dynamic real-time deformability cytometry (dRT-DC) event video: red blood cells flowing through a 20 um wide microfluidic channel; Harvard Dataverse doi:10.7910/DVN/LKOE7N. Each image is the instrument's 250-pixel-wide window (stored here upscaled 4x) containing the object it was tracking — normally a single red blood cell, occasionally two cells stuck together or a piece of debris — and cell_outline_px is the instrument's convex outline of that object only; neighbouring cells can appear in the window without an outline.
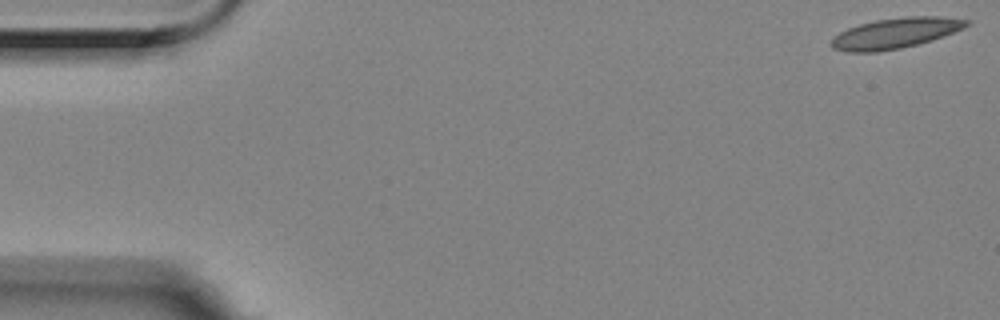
{"species": "Egyptian fruit bat (a non-hibernating species)", "species_latin": "Rousettus aegyptiacus", "temperature_condition": "room temperature", "stored_images_in_passage": 59, "camera_frame_rate_fps": 3000, "um_per_image_px": 0.085, "animal": {"sex": "female"}, "frame": {"image": 1, "passage_image": 1, "time_ms": 0.0, "image_size_px": [1000, 320], "cell_outline_px": [[972, 24], [964, 28], [944, 36], [932, 40], [900, 48], [880, 52], [848, 52], [832, 48], [828, 44], [832, 36], [848, 28], [860, 24], [876, 20], [908, 16], [940, 16], [972, 20]], "centroid_in_image_um": [76.11, 2.82], "position_along_channel_um": 8.9, "area_um2": 24.28}}
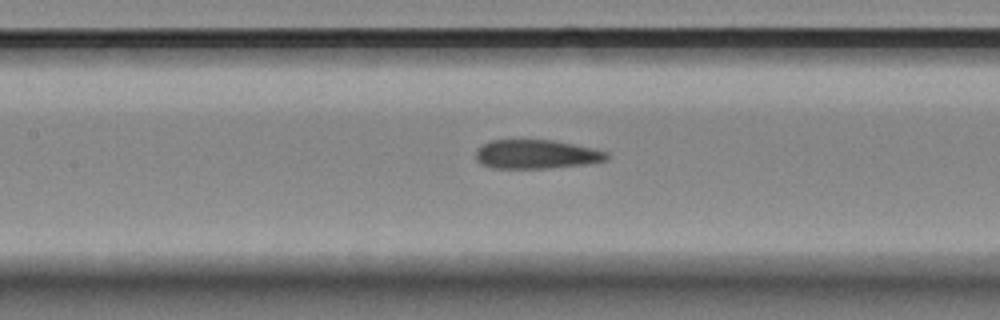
{"frame": {"image": 2, "passage_image": 24, "time_ms": 7.667, "image_size_px": [1000, 320], "cell_outline_px": [[608, 160], [584, 164], [548, 168], [492, 168], [480, 164], [476, 160], [476, 148], [480, 144], [492, 140], [552, 140], [592, 148], [608, 152]], "centroid_in_image_um": [45.53, 13.11], "position_along_channel_um": 161.9, "area_um2": 22.14}}
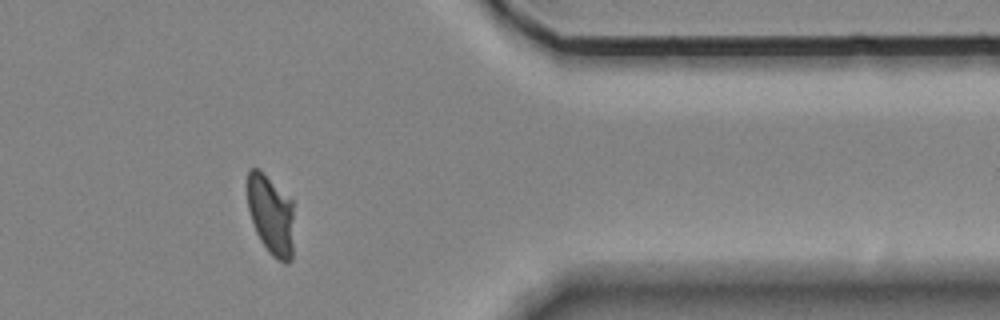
{"frame": {"image": 3, "passage_image": 46, "time_ms": 15.0, "image_size_px": [1000, 320], "cell_outline_px": [[292, 260], [288, 264], [284, 264], [276, 260], [268, 252], [260, 240], [256, 232], [248, 208], [248, 168], [260, 168], [292, 200]], "centroid_in_image_um": [23.02, 18.27], "position_along_channel_um": 388.4, "area_um2": 21.79}, "authors_computed_cell_mechanics": {"area_um2": 22.831, "velocity_mm_per_s": 3.4122, "shape_relaxation_time_tau1_ms": null, "shape_relaxation_time_tau2_ms": 1.8939, "deformation_change_tau1": null, "deformation_change_tau2": 0.0865}}